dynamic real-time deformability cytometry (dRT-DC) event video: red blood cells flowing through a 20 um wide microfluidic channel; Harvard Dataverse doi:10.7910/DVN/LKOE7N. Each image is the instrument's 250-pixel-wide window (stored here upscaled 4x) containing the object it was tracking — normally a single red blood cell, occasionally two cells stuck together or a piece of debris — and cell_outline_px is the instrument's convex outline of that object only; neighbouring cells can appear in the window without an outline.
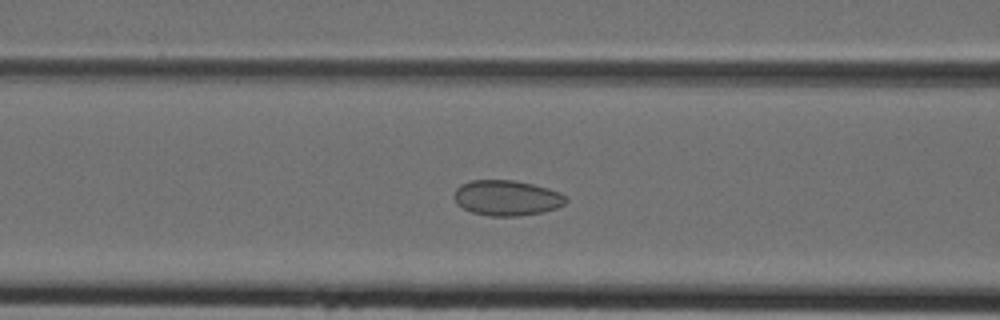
{"species": "Egyptian fruit bat (a non-hibernating species)", "species_latin": "Rousettus aegyptiacus", "temperature_condition": "cold", "stored_images_in_passage": 36, "camera_frame_rate_fps": 3000, "um_per_image_px": 0.085, "animal": {"sex": "female"}, "frame": {"image": 1, "passage_image": 14, "time_ms": 4.333, "image_size_px": [1000, 320], "cell_outline_px": [[568, 200], [564, 204], [556, 208], [544, 212], [520, 216], [488, 216], [472, 212], [456, 204], [452, 196], [456, 188], [460, 184], [472, 180], [512, 180], [532, 184], [548, 188], [560, 192], [568, 196]], "centroid_in_image_um": [43.07, 16.82], "position_along_channel_um": 123.5, "area_um2": 23.35}}
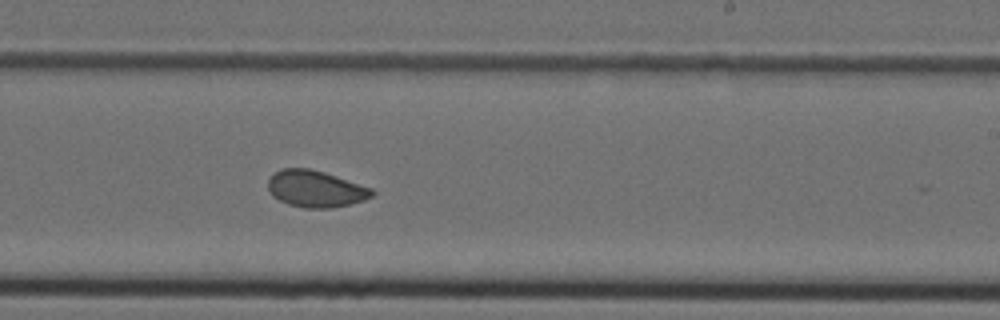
{"frame": {"image": 2, "passage_image": 23, "time_ms": 7.333, "image_size_px": [1000, 320], "cell_outline_px": [[376, 192], [372, 196], [364, 200], [352, 204], [332, 208], [304, 208], [288, 204], [272, 196], [268, 188], [268, 180], [280, 168], [308, 168], [324, 172], [372, 188]], "centroid_in_image_um": [26.84, 16.06], "position_along_channel_um": 262.2, "area_um2": 22.25}}
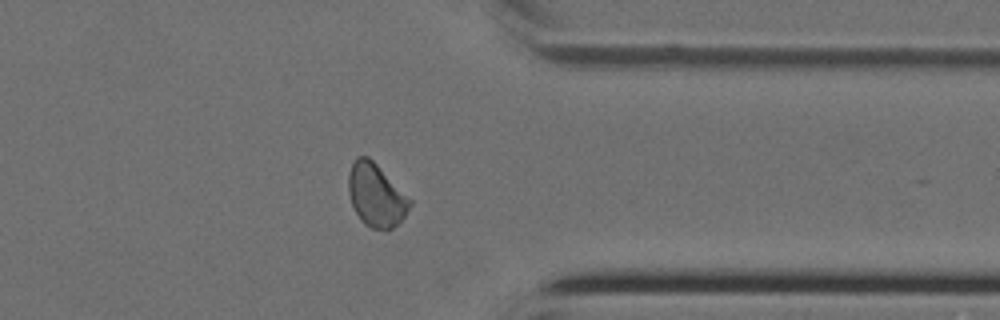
{"frame": {"image": 3, "passage_image": 31, "time_ms": 10.0, "image_size_px": [1000, 320], "cell_outline_px": [[412, 204], [404, 216], [392, 228], [372, 228], [364, 224], [356, 212], [352, 204], [348, 192], [348, 176], [352, 164], [356, 156], [368, 156], [412, 200]], "centroid_in_image_um": [31.95, 16.57], "position_along_channel_um": 379.5, "area_um2": 22.08}}